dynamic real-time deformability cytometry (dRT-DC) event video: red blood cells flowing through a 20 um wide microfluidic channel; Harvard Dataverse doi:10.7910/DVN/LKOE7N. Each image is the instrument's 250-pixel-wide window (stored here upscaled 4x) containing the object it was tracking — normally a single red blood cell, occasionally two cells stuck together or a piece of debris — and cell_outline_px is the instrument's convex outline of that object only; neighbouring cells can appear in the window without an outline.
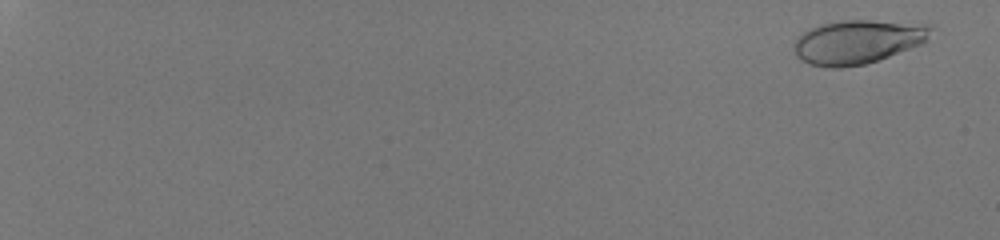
{"species": "human", "species_latin": "Homo sapiens", "temperature_condition": "room temperature", "stored_images_in_passage": 55, "camera_frame_rate_fps": 3000, "um_per_image_px": 0.085, "donor": {"sex": "male"}, "frame": {"image": 1, "passage_image": 3, "time_ms": 0.667, "image_size_px": [1000, 240], "cell_outline_px": [[932, 28], [928, 40], [920, 44], [888, 56], [864, 64], [840, 68], [828, 68], [808, 64], [800, 60], [796, 56], [796, 40], [804, 32], [812, 28], [824, 24], [844, 20], [872, 20], [932, 24]], "centroid_in_image_um": [72.93, 3.55], "position_along_channel_um": 12.1, "area_um2": 34.68}}
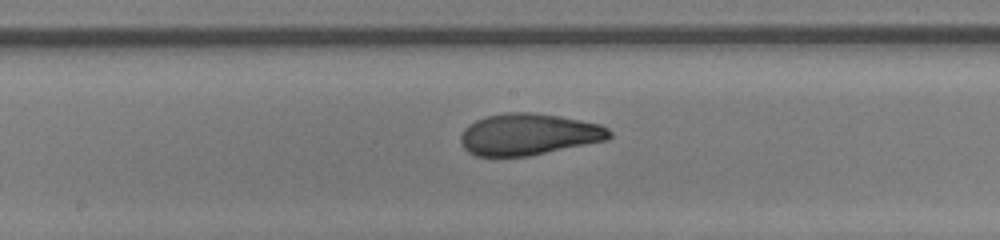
{"frame": {"image": 2, "passage_image": 35, "time_ms": 11.333, "image_size_px": [1000, 240], "cell_outline_px": [[612, 136], [608, 140], [528, 156], [476, 156], [468, 152], [460, 144], [460, 136], [464, 128], [468, 124], [476, 120], [488, 116], [508, 112], [532, 112], [560, 116], [600, 124], [608, 128], [612, 132]], "centroid_in_image_um": [44.93, 11.42], "position_along_channel_um": 203.3, "area_um2": 36.18}}
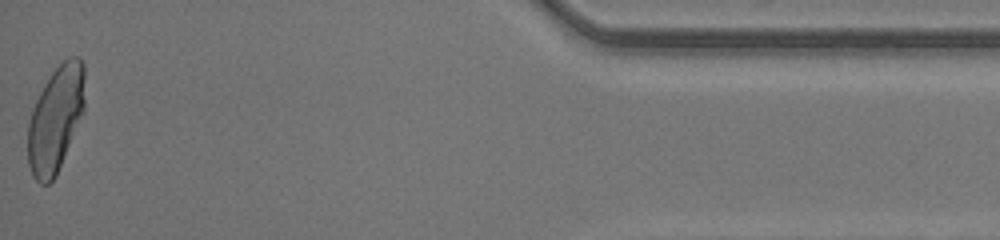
{"frame": {"image": 3, "passage_image": 55, "time_ms": 18.0, "image_size_px": [1000, 240], "cell_outline_px": [[84, 112], [56, 176], [48, 184], [40, 184], [32, 176], [28, 164], [28, 124], [32, 108], [40, 92], [52, 72], [68, 56], [80, 56], [84, 64]], "centroid_in_image_um": [4.73, 10.12], "position_along_channel_um": 430.5, "area_um2": 35.26}, "authors_computed_cell_mechanics": {"area_um2": 34.9112, "velocity_mm_per_s": 4.267, "shape_relaxation_time_tau1_ms": 3.9931, "shape_relaxation_time_tau2_ms": 0.6446, "deformation_change_tau1": 0.1886, "deformation_change_tau2": 0.0585}}